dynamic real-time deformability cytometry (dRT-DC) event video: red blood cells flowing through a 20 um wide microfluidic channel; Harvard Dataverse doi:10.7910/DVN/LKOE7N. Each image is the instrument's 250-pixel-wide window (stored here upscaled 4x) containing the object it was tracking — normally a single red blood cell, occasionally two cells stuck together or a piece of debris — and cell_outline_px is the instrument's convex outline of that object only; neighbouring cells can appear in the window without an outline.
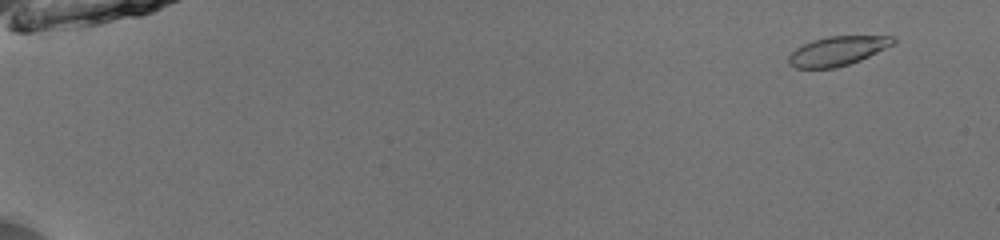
{"species": "common noctule bat (a hibernating species)", "species_latin": "Nyctalus noctula", "temperature_condition": "room temperature", "stored_images_in_passage": 54, "camera_frame_rate_fps": 3000, "um_per_image_px": 0.085, "animal": {"sex": "male", "body_mass_g": 13.0, "forearm_length_mm": 53.1}, "frame": {"image": 1, "passage_image": 5, "time_ms": 1.333, "image_size_px": [1000, 240], "cell_outline_px": [[896, 40], [892, 44], [860, 60], [836, 68], [796, 68], [788, 64], [788, 56], [796, 48], [812, 40], [828, 36], [896, 36]], "centroid_in_image_um": [71.15, 4.33], "position_along_channel_um": 13.9, "area_um2": 17.63}}
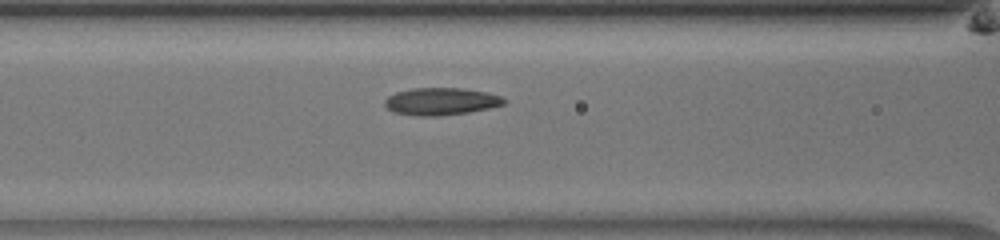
{"frame": {"image": 2, "passage_image": 26, "time_ms": 8.333, "image_size_px": [1000, 240], "cell_outline_px": [[504, 104], [488, 108], [468, 112], [436, 116], [416, 116], [392, 112], [384, 104], [384, 100], [388, 96], [396, 92], [412, 88], [460, 88], [484, 92], [500, 96], [504, 100]], "centroid_in_image_um": [37.41, 8.62], "position_along_channel_um": 129.2, "area_um2": 18.79}}
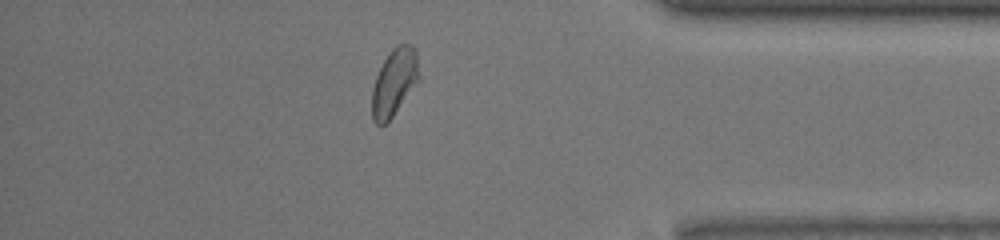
{"frame": {"image": 3, "passage_image": 48, "time_ms": 15.667, "image_size_px": [1000, 240], "cell_outline_px": [[420, 80], [392, 116], [380, 128], [372, 120], [372, 88], [376, 76], [384, 60], [392, 48], [396, 44], [408, 44], [416, 48], [420, 76]], "centroid_in_image_um": [33.52, 6.98], "position_along_channel_um": 401.7, "area_um2": 18.55}, "authors_computed_cell_mechanics": {"area_um2": 18.4671, "velocity_mm_per_s": 3.963, "shape_relaxation_time_tau1_ms": null, "shape_relaxation_time_tau2_ms": 0.9224, "deformation_change_tau1": null, "deformation_change_tau2": 0.0636}}